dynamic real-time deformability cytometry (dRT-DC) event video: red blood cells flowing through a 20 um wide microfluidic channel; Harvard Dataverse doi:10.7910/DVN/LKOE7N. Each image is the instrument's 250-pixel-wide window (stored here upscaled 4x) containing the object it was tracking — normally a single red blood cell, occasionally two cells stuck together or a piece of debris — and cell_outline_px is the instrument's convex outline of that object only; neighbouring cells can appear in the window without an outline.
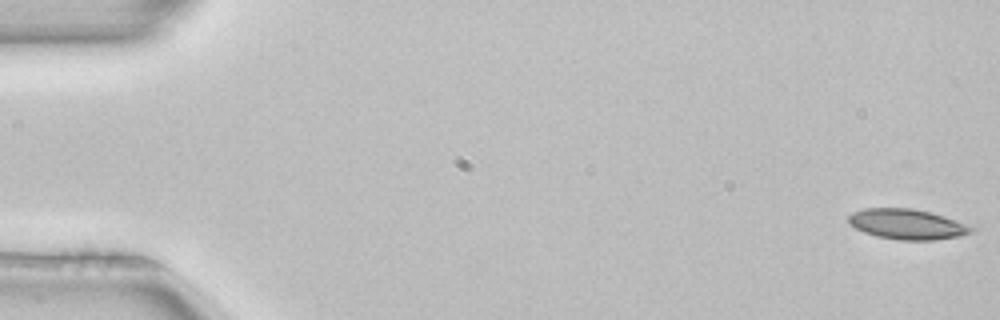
{"species": "common noctule bat (a hibernating species)", "species_latin": "Nyctalus noctula", "temperature_condition": "room temperature", "stored_images_in_passage": 51, "camera_frame_rate_fps": 3000, "um_per_image_px": 0.085, "animal": {"sex": "female", "body_mass_g": 22.7, "forearm_length_mm": 54.2}, "frame": {"image": 1, "passage_image": 1, "time_ms": 0.0, "image_size_px": [1000, 320], "cell_outline_px": [[976, 228], [972, 232], [960, 236], [932, 240], [900, 240], [876, 236], [864, 232], [848, 224], [848, 216], [852, 212], [864, 208], [912, 208], [932, 212]], "centroid_in_image_um": [77.08, 19.05], "position_along_channel_um": 7.9, "area_um2": 21.68}}
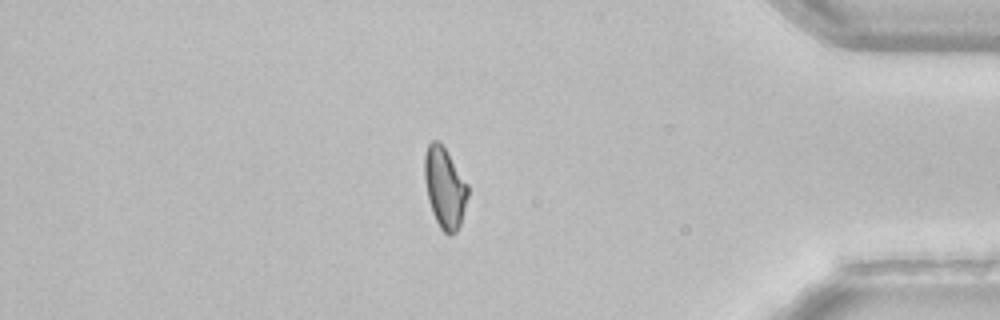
{"frame": {"image": 2, "passage_image": 44, "time_ms": 14.333, "image_size_px": [1000, 320], "cell_outline_px": [[468, 196], [460, 224], [456, 232], [452, 236], [448, 236], [440, 228], [432, 212], [428, 200], [424, 180], [424, 156], [428, 144], [432, 140], [440, 140], [468, 184]], "centroid_in_image_um": [37.79, 15.95], "position_along_channel_um": 397.4, "area_um2": 20.58}}
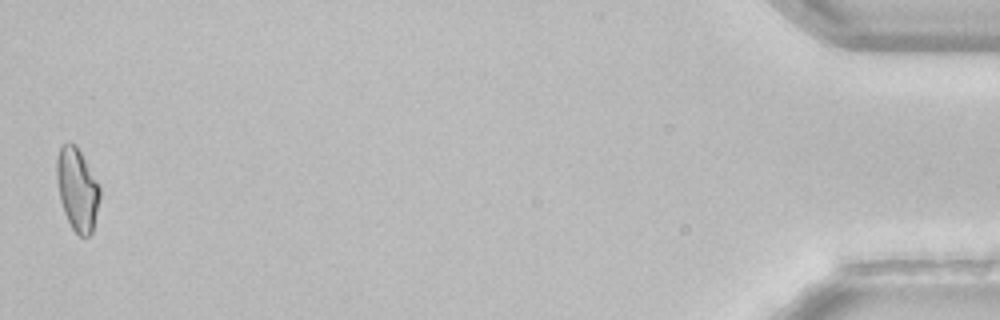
{"frame": {"image": 3, "passage_image": 51, "time_ms": 16.667, "image_size_px": [1000, 320], "cell_outline_px": [[100, 200], [92, 232], [88, 236], [80, 236], [72, 228], [64, 212], [60, 200], [56, 180], [56, 160], [60, 144], [76, 144], [100, 188]], "centroid_in_image_um": [6.55, 16.09], "position_along_channel_um": 428.7, "area_um2": 20.63}, "authors_computed_cell_mechanics": {"area_um2": 21.5016, "velocity_mm_per_s": 3.9982, "shape_relaxation_time_tau1_ms": 5.4174, "shape_relaxation_time_tau2_ms": 8.4211, "deformation_change_tau1": 0.1139, "deformation_change_tau2": 0.1683}}